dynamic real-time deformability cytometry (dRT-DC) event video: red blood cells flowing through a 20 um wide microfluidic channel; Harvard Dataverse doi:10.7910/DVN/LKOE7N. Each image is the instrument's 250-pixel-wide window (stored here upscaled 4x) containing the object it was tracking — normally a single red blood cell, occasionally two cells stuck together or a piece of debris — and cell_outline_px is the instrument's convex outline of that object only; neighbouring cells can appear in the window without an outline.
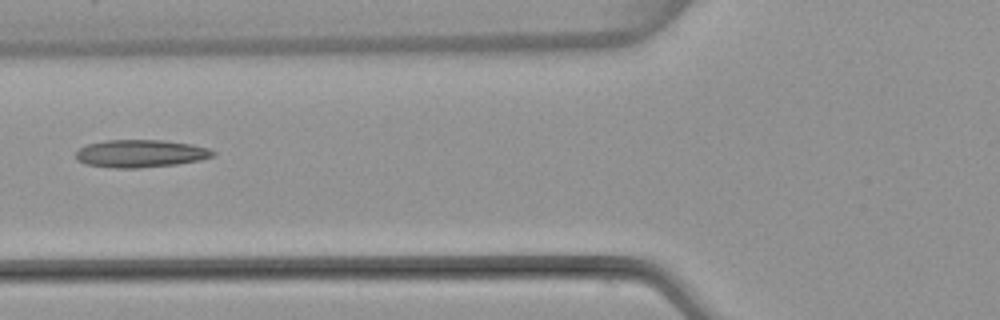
{"species": "common noctule bat (a hibernating species)", "species_latin": "Nyctalus noctula", "temperature_condition": "warm", "stored_images_in_passage": 6, "camera_frame_rate_fps": 3000, "um_per_image_px": 0.085, "animal": {"sex": "female", "body_mass_g": 22.7, "forearm_length_mm": 54.2}, "frame": {"image": 1, "passage_image": 5, "time_ms": 6.0, "image_size_px": [1000, 320], "cell_outline_px": [[216, 152], [212, 156], [200, 160], [176, 164], [140, 168], [112, 168], [84, 164], [76, 160], [76, 152], [80, 148], [88, 144], [104, 140], [164, 140], [192, 144], [208, 148]], "centroid_in_image_um": [11.92, 13.05], "position_along_channel_um": 113.9, "area_um2": 22.2}}
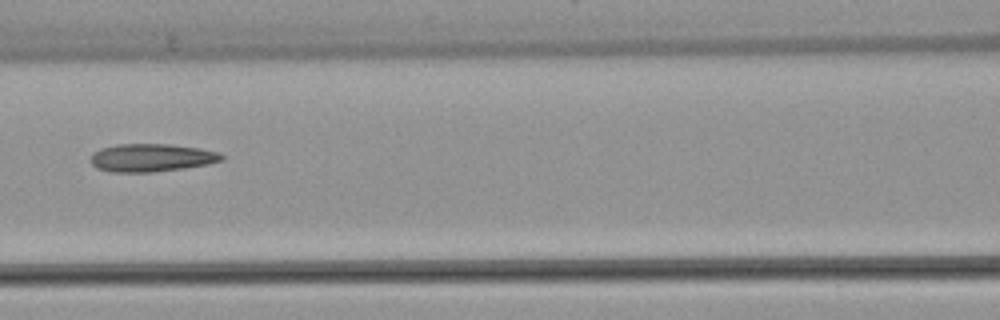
{"frame": {"image": 2, "passage_image": 6, "time_ms": 7.0, "image_size_px": [1000, 320], "cell_outline_px": [[224, 160], [208, 164], [184, 168], [152, 172], [112, 172], [96, 168], [88, 160], [92, 152], [100, 148], [116, 144], [168, 144], [200, 148], [220, 152], [224, 156]], "centroid_in_image_um": [12.85, 13.4], "position_along_channel_um": 153.8, "area_um2": 21.62}}